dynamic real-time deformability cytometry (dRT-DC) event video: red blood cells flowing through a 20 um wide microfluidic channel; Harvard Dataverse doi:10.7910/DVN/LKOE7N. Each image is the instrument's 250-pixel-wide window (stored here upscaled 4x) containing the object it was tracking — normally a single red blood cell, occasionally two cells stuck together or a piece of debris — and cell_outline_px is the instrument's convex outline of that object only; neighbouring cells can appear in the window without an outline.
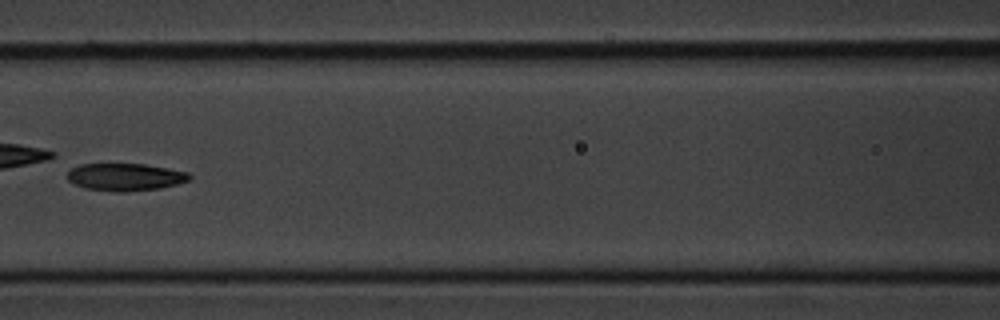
{"species": "common noctule bat (a hibernating species)", "species_latin": "Nyctalus noctula", "temperature_condition": "cold", "stored_images_in_passage": 5, "camera_frame_rate_fps": 3000, "um_per_image_px": 0.085, "animal": {"sex": "male", "body_mass_g": 20.1, "forearm_length_mm": 53.5}, "frame": {"image": 1, "passage_image": 4, "time_ms": 3.667, "image_size_px": [1000, 320], "cell_outline_px": [[192, 176], [188, 180], [176, 184], [160, 188], [124, 192], [116, 192], [84, 188], [68, 180], [68, 172], [72, 168], [80, 164], [144, 164], [168, 168], [188, 172]], "centroid_in_image_um": [10.65, 15.04], "position_along_channel_um": 156.0, "area_um2": 19.42}}